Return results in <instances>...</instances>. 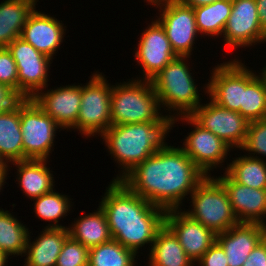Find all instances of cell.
Masks as SVG:
<instances>
[{"label":"cell","mask_w":266,"mask_h":266,"mask_svg":"<svg viewBox=\"0 0 266 266\" xmlns=\"http://www.w3.org/2000/svg\"><path fill=\"white\" fill-rule=\"evenodd\" d=\"M266 225L239 222L218 233L216 242L224 250L228 266H243L252 250L263 240Z\"/></svg>","instance_id":"19"},{"label":"cell","mask_w":266,"mask_h":266,"mask_svg":"<svg viewBox=\"0 0 266 266\" xmlns=\"http://www.w3.org/2000/svg\"><path fill=\"white\" fill-rule=\"evenodd\" d=\"M20 127L23 160L50 158L56 131L63 129L32 98L20 99Z\"/></svg>","instance_id":"8"},{"label":"cell","mask_w":266,"mask_h":266,"mask_svg":"<svg viewBox=\"0 0 266 266\" xmlns=\"http://www.w3.org/2000/svg\"><path fill=\"white\" fill-rule=\"evenodd\" d=\"M199 34L222 37L224 28L231 15L232 0H219L214 3L193 8Z\"/></svg>","instance_id":"28"},{"label":"cell","mask_w":266,"mask_h":266,"mask_svg":"<svg viewBox=\"0 0 266 266\" xmlns=\"http://www.w3.org/2000/svg\"><path fill=\"white\" fill-rule=\"evenodd\" d=\"M242 60L231 59L212 68L205 94L217 105L240 114L243 90L258 76Z\"/></svg>","instance_id":"9"},{"label":"cell","mask_w":266,"mask_h":266,"mask_svg":"<svg viewBox=\"0 0 266 266\" xmlns=\"http://www.w3.org/2000/svg\"><path fill=\"white\" fill-rule=\"evenodd\" d=\"M46 159H26L10 163L16 165L17 182L22 193L32 199L51 192L55 187L53 171L46 165Z\"/></svg>","instance_id":"22"},{"label":"cell","mask_w":266,"mask_h":266,"mask_svg":"<svg viewBox=\"0 0 266 266\" xmlns=\"http://www.w3.org/2000/svg\"><path fill=\"white\" fill-rule=\"evenodd\" d=\"M40 90L32 99L64 130L77 122L81 105V86L66 85L47 91Z\"/></svg>","instance_id":"17"},{"label":"cell","mask_w":266,"mask_h":266,"mask_svg":"<svg viewBox=\"0 0 266 266\" xmlns=\"http://www.w3.org/2000/svg\"><path fill=\"white\" fill-rule=\"evenodd\" d=\"M174 124L175 117L167 114L159 122L111 125L100 138L117 161L118 168L122 169L113 180H121L137 164L167 148L169 145L165 139Z\"/></svg>","instance_id":"3"},{"label":"cell","mask_w":266,"mask_h":266,"mask_svg":"<svg viewBox=\"0 0 266 266\" xmlns=\"http://www.w3.org/2000/svg\"><path fill=\"white\" fill-rule=\"evenodd\" d=\"M10 166L5 162V160L0 156V171H8Z\"/></svg>","instance_id":"43"},{"label":"cell","mask_w":266,"mask_h":266,"mask_svg":"<svg viewBox=\"0 0 266 266\" xmlns=\"http://www.w3.org/2000/svg\"><path fill=\"white\" fill-rule=\"evenodd\" d=\"M197 264L200 266H228L225 252L217 242L204 253Z\"/></svg>","instance_id":"36"},{"label":"cell","mask_w":266,"mask_h":266,"mask_svg":"<svg viewBox=\"0 0 266 266\" xmlns=\"http://www.w3.org/2000/svg\"><path fill=\"white\" fill-rule=\"evenodd\" d=\"M216 178L226 189L233 213L239 222L266 225V189L241 185L226 172Z\"/></svg>","instance_id":"18"},{"label":"cell","mask_w":266,"mask_h":266,"mask_svg":"<svg viewBox=\"0 0 266 266\" xmlns=\"http://www.w3.org/2000/svg\"><path fill=\"white\" fill-rule=\"evenodd\" d=\"M239 150L249 152L246 154L248 156L265 160L263 157L266 156V118L249 122L246 139Z\"/></svg>","instance_id":"33"},{"label":"cell","mask_w":266,"mask_h":266,"mask_svg":"<svg viewBox=\"0 0 266 266\" xmlns=\"http://www.w3.org/2000/svg\"><path fill=\"white\" fill-rule=\"evenodd\" d=\"M148 266H194L178 239L164 225L149 249Z\"/></svg>","instance_id":"25"},{"label":"cell","mask_w":266,"mask_h":266,"mask_svg":"<svg viewBox=\"0 0 266 266\" xmlns=\"http://www.w3.org/2000/svg\"><path fill=\"white\" fill-rule=\"evenodd\" d=\"M191 209L184 210L192 219L200 222L216 234L238 224L228 193L214 176H206L190 195Z\"/></svg>","instance_id":"6"},{"label":"cell","mask_w":266,"mask_h":266,"mask_svg":"<svg viewBox=\"0 0 266 266\" xmlns=\"http://www.w3.org/2000/svg\"><path fill=\"white\" fill-rule=\"evenodd\" d=\"M222 36L229 50L266 42V32L259 23L256 0H232L231 15Z\"/></svg>","instance_id":"14"},{"label":"cell","mask_w":266,"mask_h":266,"mask_svg":"<svg viewBox=\"0 0 266 266\" xmlns=\"http://www.w3.org/2000/svg\"><path fill=\"white\" fill-rule=\"evenodd\" d=\"M89 249L70 236L66 239L55 266H85L88 264Z\"/></svg>","instance_id":"34"},{"label":"cell","mask_w":266,"mask_h":266,"mask_svg":"<svg viewBox=\"0 0 266 266\" xmlns=\"http://www.w3.org/2000/svg\"><path fill=\"white\" fill-rule=\"evenodd\" d=\"M86 85H81V105L76 129L85 137L101 136L111 125L112 86L105 75L96 71Z\"/></svg>","instance_id":"7"},{"label":"cell","mask_w":266,"mask_h":266,"mask_svg":"<svg viewBox=\"0 0 266 266\" xmlns=\"http://www.w3.org/2000/svg\"><path fill=\"white\" fill-rule=\"evenodd\" d=\"M256 5L260 26L266 32V0H256Z\"/></svg>","instance_id":"39"},{"label":"cell","mask_w":266,"mask_h":266,"mask_svg":"<svg viewBox=\"0 0 266 266\" xmlns=\"http://www.w3.org/2000/svg\"><path fill=\"white\" fill-rule=\"evenodd\" d=\"M7 48L17 66L20 99H31L40 90L48 88L51 58L21 37L14 39Z\"/></svg>","instance_id":"11"},{"label":"cell","mask_w":266,"mask_h":266,"mask_svg":"<svg viewBox=\"0 0 266 266\" xmlns=\"http://www.w3.org/2000/svg\"><path fill=\"white\" fill-rule=\"evenodd\" d=\"M187 58L191 57L173 59L151 80L161 108H167L175 118L189 116L201 104L200 91L186 63Z\"/></svg>","instance_id":"5"},{"label":"cell","mask_w":266,"mask_h":266,"mask_svg":"<svg viewBox=\"0 0 266 266\" xmlns=\"http://www.w3.org/2000/svg\"><path fill=\"white\" fill-rule=\"evenodd\" d=\"M240 114L249 122L266 118V84L259 74L243 90Z\"/></svg>","instance_id":"32"},{"label":"cell","mask_w":266,"mask_h":266,"mask_svg":"<svg viewBox=\"0 0 266 266\" xmlns=\"http://www.w3.org/2000/svg\"><path fill=\"white\" fill-rule=\"evenodd\" d=\"M30 237L23 266H55L69 233L67 228H44L34 241Z\"/></svg>","instance_id":"21"},{"label":"cell","mask_w":266,"mask_h":266,"mask_svg":"<svg viewBox=\"0 0 266 266\" xmlns=\"http://www.w3.org/2000/svg\"><path fill=\"white\" fill-rule=\"evenodd\" d=\"M179 121H186L194 129L188 133L181 148L206 176H211L212 169L223 165L231 147L211 131L203 129L190 116L176 117L175 123Z\"/></svg>","instance_id":"13"},{"label":"cell","mask_w":266,"mask_h":266,"mask_svg":"<svg viewBox=\"0 0 266 266\" xmlns=\"http://www.w3.org/2000/svg\"><path fill=\"white\" fill-rule=\"evenodd\" d=\"M189 116L203 129L211 131L232 149L241 148L247 136L249 121L236 111L223 108L209 98Z\"/></svg>","instance_id":"12"},{"label":"cell","mask_w":266,"mask_h":266,"mask_svg":"<svg viewBox=\"0 0 266 266\" xmlns=\"http://www.w3.org/2000/svg\"><path fill=\"white\" fill-rule=\"evenodd\" d=\"M243 266H266V243L263 240L252 250Z\"/></svg>","instance_id":"37"},{"label":"cell","mask_w":266,"mask_h":266,"mask_svg":"<svg viewBox=\"0 0 266 266\" xmlns=\"http://www.w3.org/2000/svg\"><path fill=\"white\" fill-rule=\"evenodd\" d=\"M263 241L266 243V232L264 233Z\"/></svg>","instance_id":"46"},{"label":"cell","mask_w":266,"mask_h":266,"mask_svg":"<svg viewBox=\"0 0 266 266\" xmlns=\"http://www.w3.org/2000/svg\"><path fill=\"white\" fill-rule=\"evenodd\" d=\"M179 1L187 6L195 8V7L205 6L219 0H179Z\"/></svg>","instance_id":"40"},{"label":"cell","mask_w":266,"mask_h":266,"mask_svg":"<svg viewBox=\"0 0 266 266\" xmlns=\"http://www.w3.org/2000/svg\"><path fill=\"white\" fill-rule=\"evenodd\" d=\"M140 36L134 57L137 60V65L143 69L141 79L151 81L178 56L172 49L164 28L157 20H152Z\"/></svg>","instance_id":"15"},{"label":"cell","mask_w":266,"mask_h":266,"mask_svg":"<svg viewBox=\"0 0 266 266\" xmlns=\"http://www.w3.org/2000/svg\"><path fill=\"white\" fill-rule=\"evenodd\" d=\"M106 187L99 206L105 213L112 239L132 250L155 241L164 226L166 211L132 192L121 180H113Z\"/></svg>","instance_id":"2"},{"label":"cell","mask_w":266,"mask_h":266,"mask_svg":"<svg viewBox=\"0 0 266 266\" xmlns=\"http://www.w3.org/2000/svg\"><path fill=\"white\" fill-rule=\"evenodd\" d=\"M164 225L178 239L194 264L216 242L217 234L213 230L192 219L181 208L167 210Z\"/></svg>","instance_id":"16"},{"label":"cell","mask_w":266,"mask_h":266,"mask_svg":"<svg viewBox=\"0 0 266 266\" xmlns=\"http://www.w3.org/2000/svg\"><path fill=\"white\" fill-rule=\"evenodd\" d=\"M161 1L162 0H146V2L148 3V5H149V3H150V5H153V4L158 3V2H161Z\"/></svg>","instance_id":"45"},{"label":"cell","mask_w":266,"mask_h":266,"mask_svg":"<svg viewBox=\"0 0 266 266\" xmlns=\"http://www.w3.org/2000/svg\"><path fill=\"white\" fill-rule=\"evenodd\" d=\"M65 27L59 19L34 9L20 37L42 54L54 59L53 56L57 53L66 34Z\"/></svg>","instance_id":"20"},{"label":"cell","mask_w":266,"mask_h":266,"mask_svg":"<svg viewBox=\"0 0 266 266\" xmlns=\"http://www.w3.org/2000/svg\"><path fill=\"white\" fill-rule=\"evenodd\" d=\"M0 156L8 165L23 160L20 100L0 114Z\"/></svg>","instance_id":"26"},{"label":"cell","mask_w":266,"mask_h":266,"mask_svg":"<svg viewBox=\"0 0 266 266\" xmlns=\"http://www.w3.org/2000/svg\"><path fill=\"white\" fill-rule=\"evenodd\" d=\"M225 172L237 183L255 189H266V162L262 159L241 155L232 158Z\"/></svg>","instance_id":"29"},{"label":"cell","mask_w":266,"mask_h":266,"mask_svg":"<svg viewBox=\"0 0 266 266\" xmlns=\"http://www.w3.org/2000/svg\"><path fill=\"white\" fill-rule=\"evenodd\" d=\"M68 197L65 194L55 192V189H53L51 192L33 199L35 201L33 207L36 216L41 221L43 219L44 221L52 222L44 228H68L58 224L59 219L66 217L73 206L70 201L71 198L69 199Z\"/></svg>","instance_id":"30"},{"label":"cell","mask_w":266,"mask_h":266,"mask_svg":"<svg viewBox=\"0 0 266 266\" xmlns=\"http://www.w3.org/2000/svg\"><path fill=\"white\" fill-rule=\"evenodd\" d=\"M8 171H0V192L3 190V187L7 180ZM6 179V180H5Z\"/></svg>","instance_id":"41"},{"label":"cell","mask_w":266,"mask_h":266,"mask_svg":"<svg viewBox=\"0 0 266 266\" xmlns=\"http://www.w3.org/2000/svg\"><path fill=\"white\" fill-rule=\"evenodd\" d=\"M8 257H9L8 255L0 251V266H8L7 265L8 262L7 259H9Z\"/></svg>","instance_id":"42"},{"label":"cell","mask_w":266,"mask_h":266,"mask_svg":"<svg viewBox=\"0 0 266 266\" xmlns=\"http://www.w3.org/2000/svg\"><path fill=\"white\" fill-rule=\"evenodd\" d=\"M73 223L67 228L69 236L88 249L112 239L107 218L100 206L95 212L79 216Z\"/></svg>","instance_id":"24"},{"label":"cell","mask_w":266,"mask_h":266,"mask_svg":"<svg viewBox=\"0 0 266 266\" xmlns=\"http://www.w3.org/2000/svg\"><path fill=\"white\" fill-rule=\"evenodd\" d=\"M20 98L8 87L0 84V114L14 106Z\"/></svg>","instance_id":"38"},{"label":"cell","mask_w":266,"mask_h":266,"mask_svg":"<svg viewBox=\"0 0 266 266\" xmlns=\"http://www.w3.org/2000/svg\"><path fill=\"white\" fill-rule=\"evenodd\" d=\"M30 233L28 227L17 217L8 210L0 209L1 252L12 257L24 255Z\"/></svg>","instance_id":"27"},{"label":"cell","mask_w":266,"mask_h":266,"mask_svg":"<svg viewBox=\"0 0 266 266\" xmlns=\"http://www.w3.org/2000/svg\"><path fill=\"white\" fill-rule=\"evenodd\" d=\"M152 6L160 9L156 20L164 28L175 54L190 57L199 34L193 8L179 0H162Z\"/></svg>","instance_id":"10"},{"label":"cell","mask_w":266,"mask_h":266,"mask_svg":"<svg viewBox=\"0 0 266 266\" xmlns=\"http://www.w3.org/2000/svg\"><path fill=\"white\" fill-rule=\"evenodd\" d=\"M206 175L179 147L169 145L137 164L121 181L134 193L164 209H180Z\"/></svg>","instance_id":"1"},{"label":"cell","mask_w":266,"mask_h":266,"mask_svg":"<svg viewBox=\"0 0 266 266\" xmlns=\"http://www.w3.org/2000/svg\"><path fill=\"white\" fill-rule=\"evenodd\" d=\"M0 84L10 88L19 97L18 70L7 47H0Z\"/></svg>","instance_id":"35"},{"label":"cell","mask_w":266,"mask_h":266,"mask_svg":"<svg viewBox=\"0 0 266 266\" xmlns=\"http://www.w3.org/2000/svg\"><path fill=\"white\" fill-rule=\"evenodd\" d=\"M136 255L132 250L111 239L89 249L90 266H136Z\"/></svg>","instance_id":"31"},{"label":"cell","mask_w":266,"mask_h":266,"mask_svg":"<svg viewBox=\"0 0 266 266\" xmlns=\"http://www.w3.org/2000/svg\"><path fill=\"white\" fill-rule=\"evenodd\" d=\"M259 74H260L259 76L264 80L266 84V66H264L263 69L260 70Z\"/></svg>","instance_id":"44"},{"label":"cell","mask_w":266,"mask_h":266,"mask_svg":"<svg viewBox=\"0 0 266 266\" xmlns=\"http://www.w3.org/2000/svg\"><path fill=\"white\" fill-rule=\"evenodd\" d=\"M39 0H3L0 3V47L19 38Z\"/></svg>","instance_id":"23"},{"label":"cell","mask_w":266,"mask_h":266,"mask_svg":"<svg viewBox=\"0 0 266 266\" xmlns=\"http://www.w3.org/2000/svg\"><path fill=\"white\" fill-rule=\"evenodd\" d=\"M136 79L112 85V125L159 122L166 116L162 115L152 82L140 77Z\"/></svg>","instance_id":"4"}]
</instances>
